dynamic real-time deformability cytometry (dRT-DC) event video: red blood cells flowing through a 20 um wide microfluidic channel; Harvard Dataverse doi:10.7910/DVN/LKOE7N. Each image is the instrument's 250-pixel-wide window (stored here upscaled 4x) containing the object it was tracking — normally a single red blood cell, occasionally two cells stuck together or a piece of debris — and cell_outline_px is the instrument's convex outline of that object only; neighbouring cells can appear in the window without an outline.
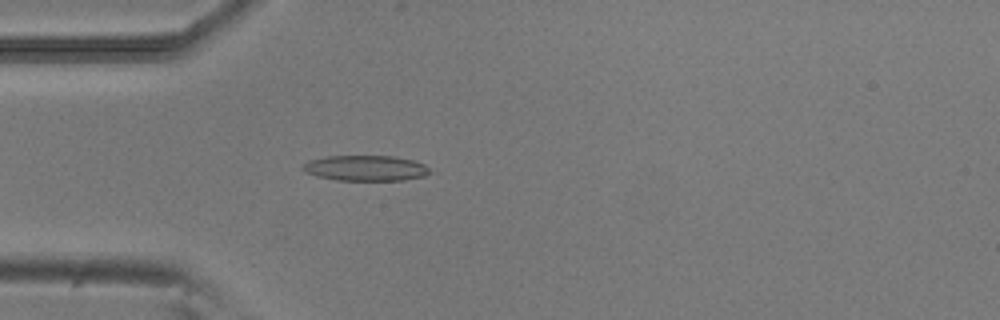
{"species": "common noctule bat (a hibernating species)", "species_latin": "Nyctalus noctula", "temperature_condition": "room temperature", "stored_images_in_passage": 21, "camera_frame_rate_fps": 3000, "um_per_image_px": 0.085, "animal": {"sex": "male", "body_mass_g": 20.5, "forearm_length_mm": 52.5}, "frame": {"image": 1, "passage_image": 7, "time_ms": 2.0, "image_size_px": [1000, 320], "cell_outline_px": [[428, 172], [424, 176], [404, 180], [336, 180], [316, 176], [304, 172], [300, 168], [308, 160], [324, 156], [392, 156], [412, 160], [424, 164], [428, 168]], "centroid_in_image_um": [31.0, 14.29], "position_along_channel_um": 54.0, "area_um2": 18.84}}
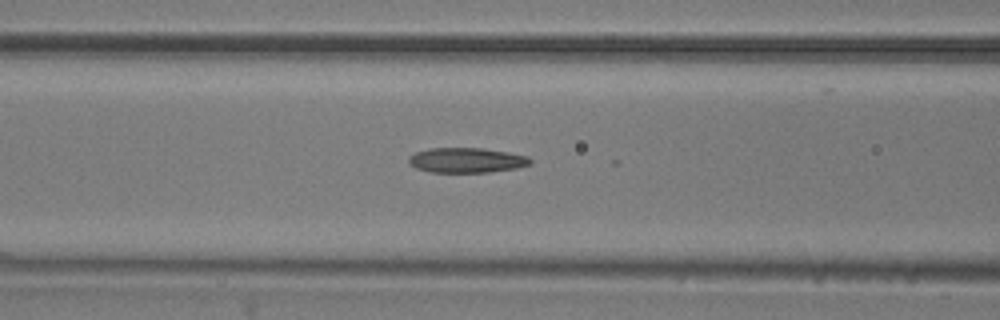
{"frame": {"image": 2, "passage_image": 13, "time_ms": 4.0, "image_size_px": [1000, 320], "cell_outline_px": [[532, 164], [516, 168], [488, 172], [432, 172], [416, 168], [408, 164], [408, 156], [416, 152], [428, 148], [480, 148], [508, 152], [528, 156], [532, 160]], "centroid_in_image_um": [39.64, 13.61], "position_along_channel_um": 127.0, "area_um2": 17.74}}
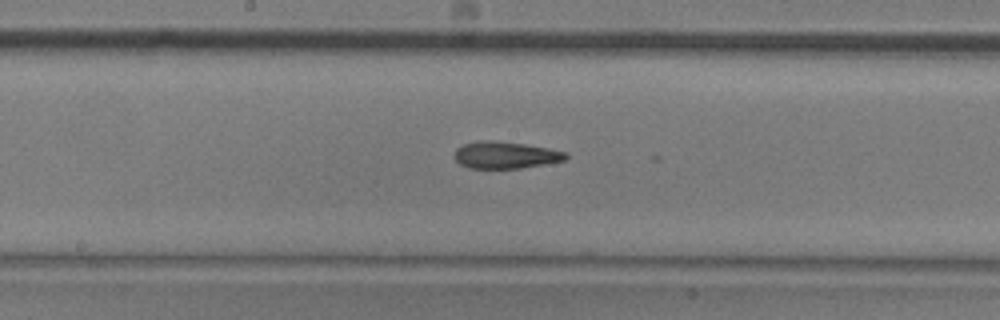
{"frame": {"image": 3, "passage_image": 19, "time_ms": 6.0, "image_size_px": [1000, 320], "cell_outline_px": [[568, 156], [564, 160], [544, 164], [520, 168], [468, 168], [460, 164], [456, 160], [456, 148], [464, 144], [480, 140], [492, 140], [524, 144], [548, 148], [568, 152]], "centroid_in_image_um": [42.97, 13.17], "position_along_channel_um": 205.2, "area_um2": 17.34}}